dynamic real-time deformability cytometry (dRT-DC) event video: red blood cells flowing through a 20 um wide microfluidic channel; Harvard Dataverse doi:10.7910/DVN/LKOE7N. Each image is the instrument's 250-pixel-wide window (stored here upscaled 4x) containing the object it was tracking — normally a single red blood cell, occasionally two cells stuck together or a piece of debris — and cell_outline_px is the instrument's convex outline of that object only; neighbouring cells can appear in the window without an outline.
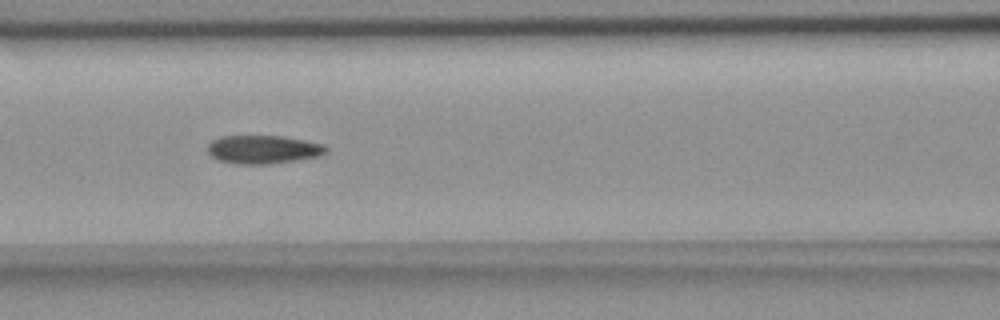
{"species": "common noctule bat (a hibernating species)", "species_latin": "Nyctalus noctula", "temperature_condition": "room temperature", "stored_images_in_passage": 4, "camera_frame_rate_fps": 3000, "um_per_image_px": 0.085, "animal": {"sex": "female", "body_mass_g": 18.4}, "frame": {"image": 1, "passage_image": 3, "time_ms": 2.333, "image_size_px": [1000, 320], "cell_outline_px": [[328, 152], [320, 156], [268, 164], [236, 164], [216, 160], [208, 152], [208, 144], [212, 140], [220, 136], [284, 136], [324, 144], [328, 148]], "centroid_in_image_um": [22.37, 12.7], "position_along_channel_um": 144.2, "area_um2": 19.71}}
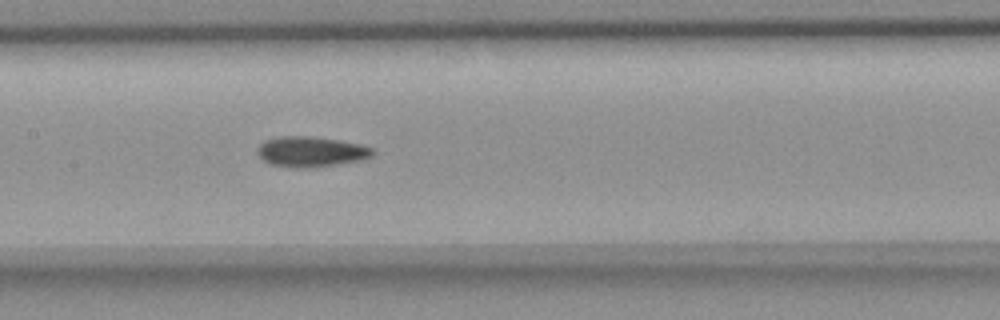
{"frame": {"image": 2, "passage_image": 4, "time_ms": 3.333, "image_size_px": [1000, 320], "cell_outline_px": [[376, 152], [372, 156], [364, 160], [308, 168], [300, 168], [272, 164], [264, 160], [256, 152], [256, 148], [264, 140], [280, 136], [308, 136], [336, 140], [360, 144], [372, 148]], "centroid_in_image_um": [26.44, 12.89], "position_along_channel_um": 181.0, "area_um2": 20.29}}